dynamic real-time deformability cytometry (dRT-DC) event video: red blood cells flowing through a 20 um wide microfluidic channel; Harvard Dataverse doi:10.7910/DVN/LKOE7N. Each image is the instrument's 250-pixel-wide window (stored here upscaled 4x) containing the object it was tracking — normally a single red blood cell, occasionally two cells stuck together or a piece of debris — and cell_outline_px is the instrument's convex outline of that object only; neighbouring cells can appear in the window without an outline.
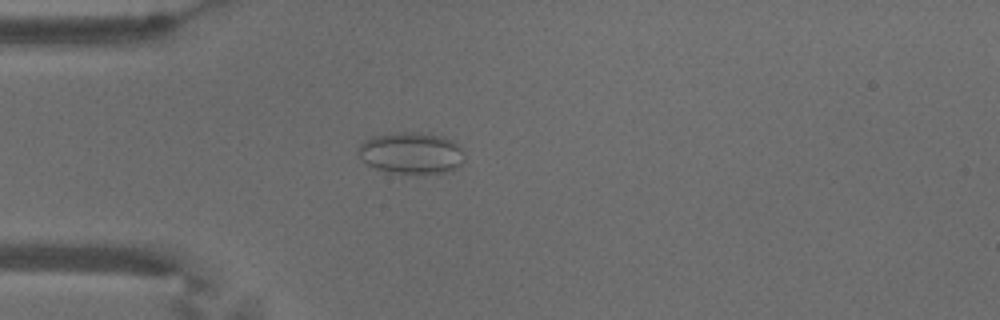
{"species": "common noctule bat (a hibernating species)", "species_latin": "Nyctalus noctula", "temperature_condition": "warm", "stored_images_in_passage": 54, "camera_frame_rate_fps": 3000, "um_per_image_px": 0.085, "animal": {"sex": "male", "body_mass_g": 18.8}, "frame": {"image": 1, "passage_image": 14, "time_ms": 4.333, "image_size_px": [1000, 320], "cell_outline_px": [[464, 160], [452, 172], [416, 176], [384, 172], [368, 164], [356, 152], [360, 144], [364, 140], [372, 136], [392, 132], [428, 132], [444, 136], [452, 140], [464, 148]], "centroid_in_image_um": [35.0, 13.03], "position_along_channel_um": 50.0, "area_um2": 26.99}}
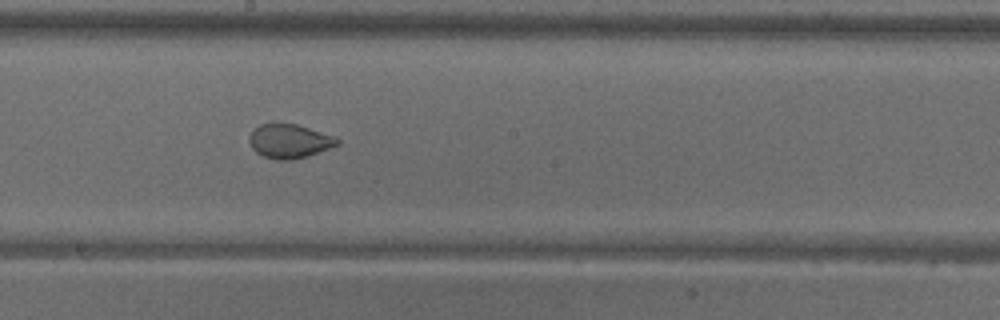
{"frame": {"image": 2, "passage_image": 29, "time_ms": 9.333, "image_size_px": [1000, 320], "cell_outline_px": [[340, 144], [308, 156], [292, 160], [276, 160], [264, 156], [256, 152], [252, 148], [248, 140], [248, 136], [260, 124], [276, 120], [296, 124], [336, 136], [340, 140]], "centroid_in_image_um": [24.59, 11.96], "position_along_channel_um": 223.6, "area_um2": 17.98}}
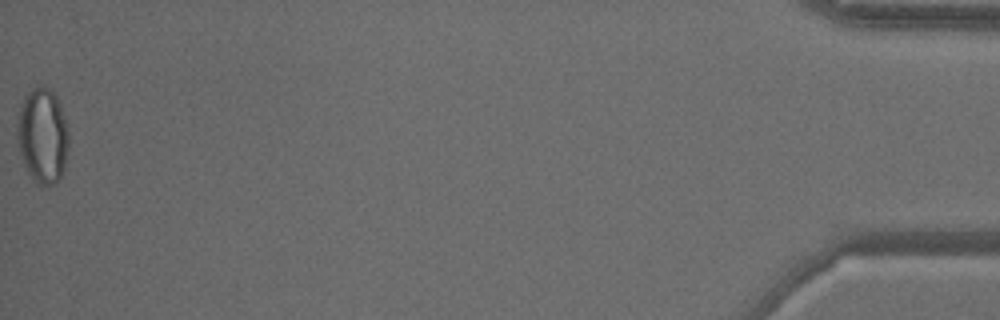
{"frame": {"image": 3, "passage_image": 54, "time_ms": 17.667, "image_size_px": [1000, 320], "cell_outline_px": [[68, 148], [64, 168], [56, 184], [48, 188], [40, 188], [36, 184], [24, 168], [16, 136], [16, 124], [20, 104], [24, 96], [32, 88], [44, 84], [56, 96], [60, 104], [64, 116], [68, 132]], "centroid_in_image_um": [3.59, 11.58], "position_along_channel_um": 431.6, "area_um2": 29.36}, "authors_computed_cell_mechanics": {"area_um2": 22.5709, "velocity_mm_per_s": 3.6691, "shape_relaxation_time_tau1_ms": null, "shape_relaxation_time_tau2_ms": 0.6857, "deformation_change_tau1": null, "deformation_change_tau2": 0.054}}